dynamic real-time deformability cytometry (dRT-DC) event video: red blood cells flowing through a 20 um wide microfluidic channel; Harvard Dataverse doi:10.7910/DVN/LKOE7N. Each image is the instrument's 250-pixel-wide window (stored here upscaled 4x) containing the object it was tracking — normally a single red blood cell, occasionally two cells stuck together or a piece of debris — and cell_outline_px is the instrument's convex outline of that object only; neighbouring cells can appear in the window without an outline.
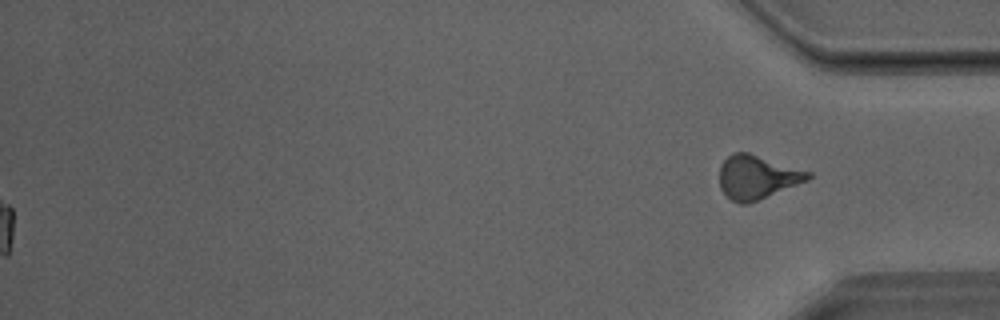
{"species": "Egyptian fruit bat (a non-hibernating species)", "species_latin": "Rousettus aegyptiacus", "temperature_condition": "room temperature", "stored_images_in_passage": 41, "segment_of_instrument_passage": [2, 2], "camera_frame_rate_fps": 3000, "um_per_image_px": 0.085, "animal": {"sex": "male"}, "frame": {"image": 1, "passage_image": 41, "time_ms": 13.333, "image_size_px": [1000, 320], "cell_outline_px": [[812, 176], [808, 180], [748, 204], [740, 204], [732, 200], [720, 188], [720, 164], [732, 152], [748, 152], [812, 172]], "centroid_in_image_um": [64.35, 15.04], "position_along_channel_um": 370.8, "area_um2": 22.48}}